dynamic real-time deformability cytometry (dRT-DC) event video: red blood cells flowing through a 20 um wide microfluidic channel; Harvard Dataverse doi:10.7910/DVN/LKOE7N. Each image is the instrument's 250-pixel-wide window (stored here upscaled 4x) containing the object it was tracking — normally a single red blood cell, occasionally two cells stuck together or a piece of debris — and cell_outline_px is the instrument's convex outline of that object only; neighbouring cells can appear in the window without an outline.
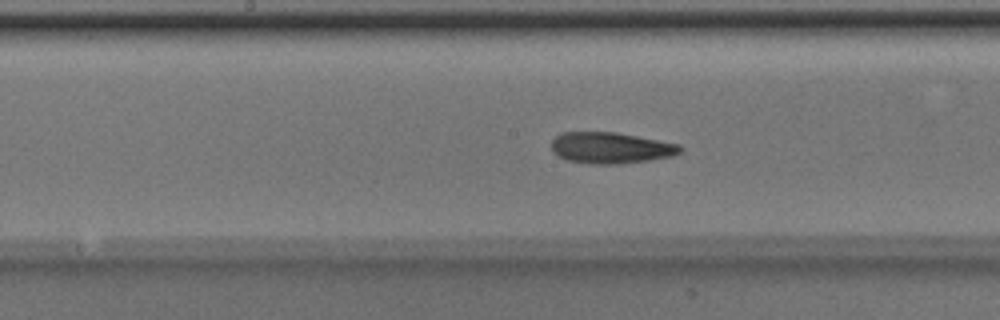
{"species": "Egyptian fruit bat (a non-hibernating species)", "species_latin": "Rousettus aegyptiacus", "temperature_condition": "room temperature", "stored_images_in_passage": 37, "camera_frame_rate_fps": 3000, "um_per_image_px": 0.085, "animal": {"sex": "male"}, "frame": {"image": 1, "passage_image": 12, "time_ms": 3.667, "image_size_px": [1000, 320], "cell_outline_px": [[684, 148], [680, 152], [672, 156], [648, 160], [620, 164], [588, 164], [568, 160], [552, 152], [552, 140], [560, 132], [616, 132], [680, 144]], "centroid_in_image_um": [51.92, 12.56], "position_along_channel_um": 196.3, "area_um2": 23.47}}
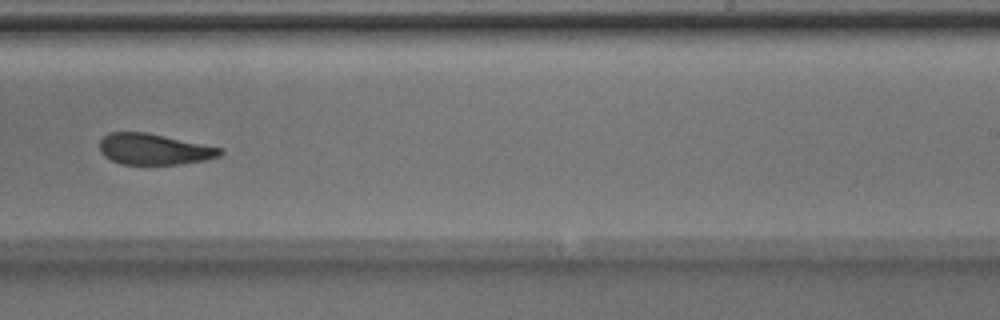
{"frame": {"image": 2, "passage_image": 18, "time_ms": 5.667, "image_size_px": [1000, 320], "cell_outline_px": [[224, 152], [220, 156], [208, 160], [180, 164], [124, 164], [112, 160], [104, 156], [100, 152], [100, 140], [108, 132], [144, 132], [164, 136], [220, 148]], "centroid_in_image_um": [13.08, 12.69], "position_along_channel_um": 275.9, "area_um2": 21.56}}
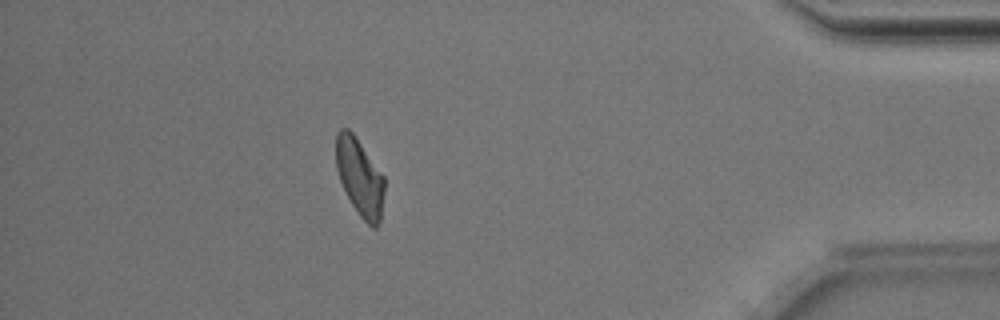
{"frame": {"image": 3, "passage_image": 31, "time_ms": 10.0, "image_size_px": [1000, 320], "cell_outline_px": [[384, 192], [380, 220], [376, 228], [372, 228], [360, 216], [352, 204], [340, 180], [336, 168], [336, 132], [340, 128], [348, 128], [352, 132], [384, 176]], "centroid_in_image_um": [30.57, 15.05], "position_along_channel_um": 404.6, "area_um2": 21.56}, "authors_computed_cell_mechanics": {"area_um2": 22.5998, "velocity_mm_per_s": 4.0033, "shape_relaxation_time_tau1_ms": null, "shape_relaxation_time_tau2_ms": 4.6255, "deformation_change_tau1": null, "deformation_change_tau2": 0.1248}}